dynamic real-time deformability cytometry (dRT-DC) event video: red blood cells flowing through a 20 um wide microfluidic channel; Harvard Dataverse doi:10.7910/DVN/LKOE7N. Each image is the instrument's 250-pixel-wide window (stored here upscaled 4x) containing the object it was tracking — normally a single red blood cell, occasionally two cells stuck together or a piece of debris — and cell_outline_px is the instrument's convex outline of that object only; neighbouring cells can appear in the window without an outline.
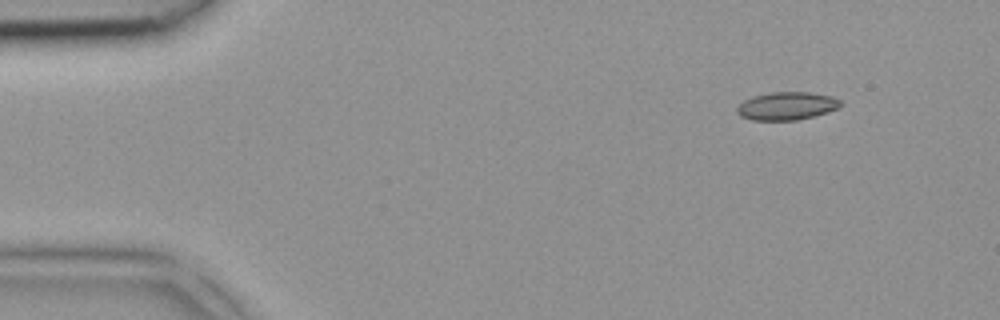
{"species": "common noctule bat (a hibernating species)", "species_latin": "Nyctalus noctula", "temperature_condition": "room temperature", "stored_images_in_passage": 3, "camera_frame_rate_fps": 3000, "um_per_image_px": 0.085, "animal": {"sex": "female", "body_mass_g": 18.4}, "frame": {"image": 1, "passage_image": 1, "time_ms": 0.0, "image_size_px": [1000, 320], "cell_outline_px": [[840, 104], [836, 108], [828, 112], [796, 120], [752, 120], [740, 116], [736, 112], [736, 108], [744, 100], [752, 96], [768, 92], [812, 92], [832, 96], [840, 100]], "centroid_in_image_um": [66.83, 8.99], "position_along_channel_um": 18.2, "area_um2": 16.88}}
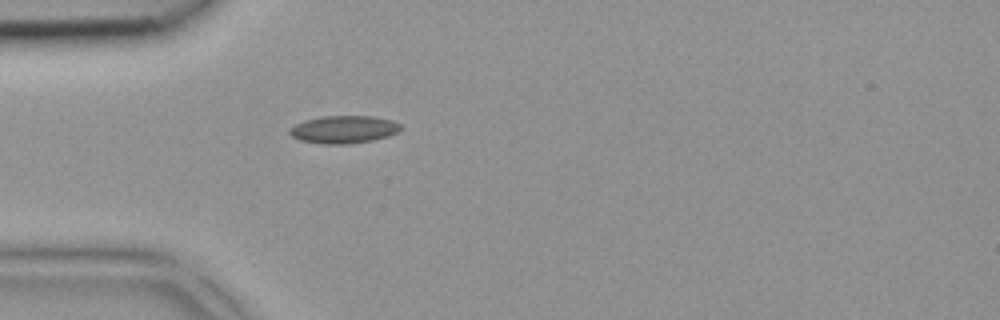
{"frame": {"image": 2, "passage_image": 3, "time_ms": 0.667, "image_size_px": [1000, 320], "cell_outline_px": [[400, 132], [388, 136], [372, 140], [348, 144], [324, 144], [300, 140], [292, 136], [288, 132], [296, 124], [304, 120], [324, 116], [372, 116], [392, 120], [400, 124]], "centroid_in_image_um": [29.24, 11.0], "position_along_channel_um": 55.8, "area_um2": 17.8}}